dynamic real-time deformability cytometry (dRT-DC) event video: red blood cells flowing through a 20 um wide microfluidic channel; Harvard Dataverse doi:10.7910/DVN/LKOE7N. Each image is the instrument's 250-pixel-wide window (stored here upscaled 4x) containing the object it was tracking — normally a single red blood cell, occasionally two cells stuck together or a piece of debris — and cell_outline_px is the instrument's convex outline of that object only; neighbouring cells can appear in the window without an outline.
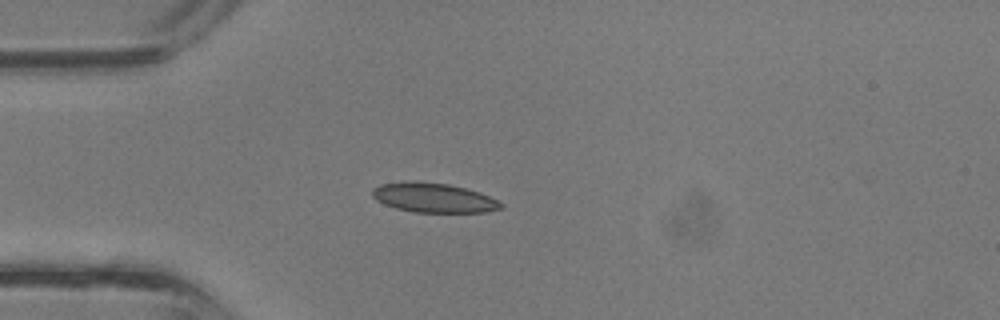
{"species": "common noctule bat (a hibernating species)", "species_latin": "Nyctalus noctula", "temperature_condition": "room temperature", "stored_images_in_passage": 27, "camera_frame_rate_fps": 3000, "um_per_image_px": 0.085, "animal": {"sex": "male", "body_mass_g": 13.3}, "frame": {"image": 1, "passage_image": 1, "time_ms": 0.0, "image_size_px": [1000, 320], "cell_outline_px": [[504, 208], [484, 212], [416, 212], [396, 208], [384, 204], [376, 200], [372, 196], [372, 188], [380, 184], [404, 180], [416, 180], [448, 184], [480, 192], [504, 204]], "centroid_in_image_um": [36.82, 16.79], "position_along_channel_um": 48.2, "area_um2": 22.31}}
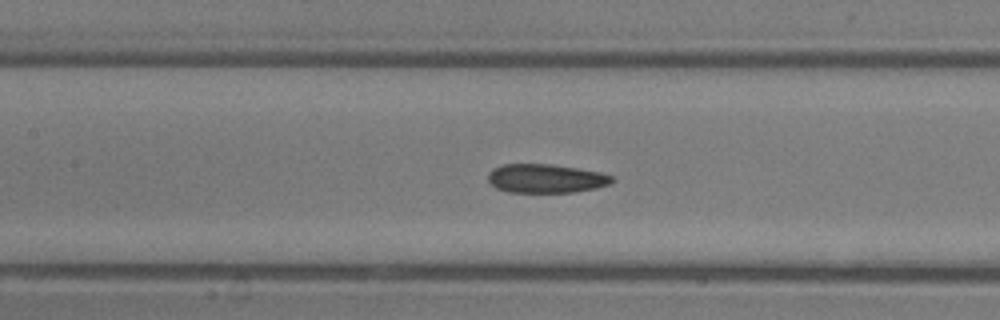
{"frame": {"image": 2, "passage_image": 8, "time_ms": 2.333, "image_size_px": [1000, 320], "cell_outline_px": [[612, 180], [608, 184], [596, 188], [572, 192], [508, 192], [496, 188], [488, 180], [488, 172], [492, 168], [504, 164], [548, 164], [576, 168], [600, 172], [612, 176]], "centroid_in_image_um": [46.34, 15.17], "position_along_channel_um": 161.1, "area_um2": 20.63}}
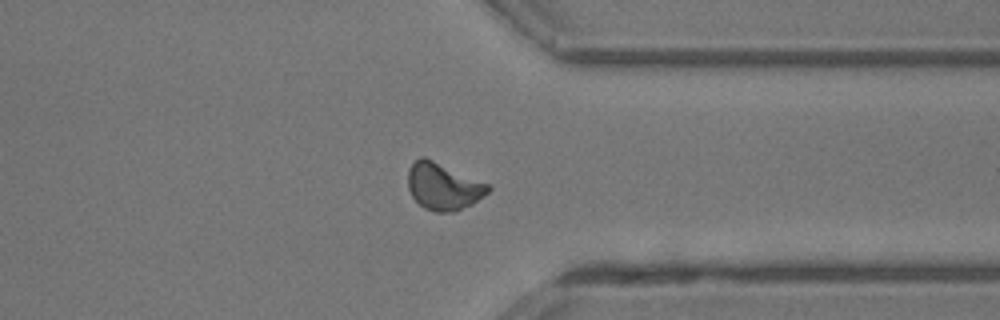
{"frame": {"image": 3, "passage_image": 20, "time_ms": 6.333, "image_size_px": [1000, 320], "cell_outline_px": [[492, 188], [488, 192], [472, 204], [452, 212], [436, 212], [424, 208], [412, 196], [408, 188], [408, 168], [420, 156], [424, 156], [488, 184]], "centroid_in_image_um": [37.65, 15.84], "position_along_channel_um": 373.7, "area_um2": 21.68}}